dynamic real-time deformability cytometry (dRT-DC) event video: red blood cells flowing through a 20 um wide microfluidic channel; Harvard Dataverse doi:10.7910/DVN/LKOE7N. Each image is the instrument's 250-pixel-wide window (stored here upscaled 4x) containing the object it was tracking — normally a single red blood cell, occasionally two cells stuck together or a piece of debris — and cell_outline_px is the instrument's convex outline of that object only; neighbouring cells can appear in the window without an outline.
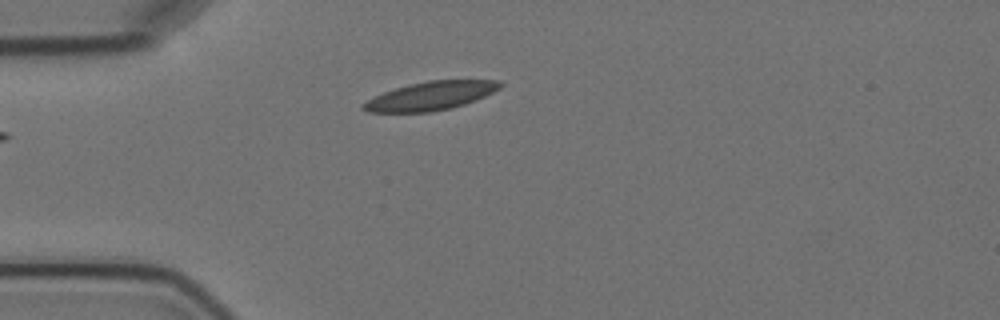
{"species": "Egyptian fruit bat (a non-hibernating species)", "species_latin": "Rousettus aegyptiacus", "temperature_condition": "cold", "stored_images_in_passage": 8, "camera_frame_rate_fps": 3000, "um_per_image_px": 0.085, "animal": {"sex": "female"}, "frame": {"image": 1, "passage_image": 1, "time_ms": 0.0, "image_size_px": [1000, 320], "cell_outline_px": [[504, 84], [500, 88], [476, 100], [452, 108], [432, 112], [368, 112], [360, 108], [368, 100], [384, 92], [408, 84], [428, 80], [500, 80]], "centroid_in_image_um": [36.64, 8.14], "position_along_channel_um": 48.4, "area_um2": 22.66}}
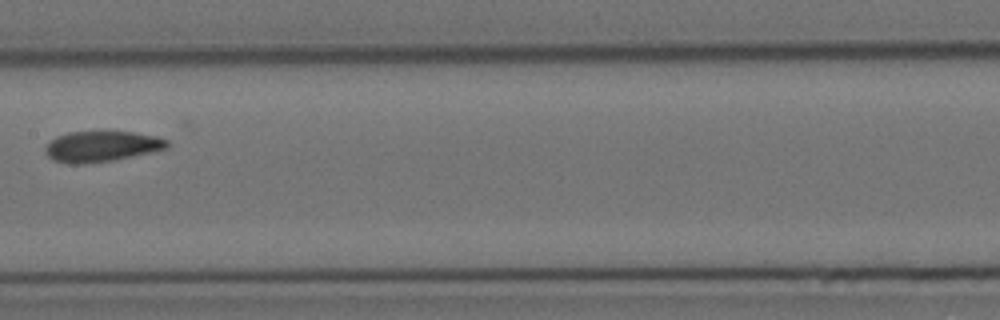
{"frame": {"image": 2, "passage_image": 5, "time_ms": 4.667, "image_size_px": [1000, 320], "cell_outline_px": [[168, 148], [132, 156], [112, 160], [80, 164], [72, 164], [52, 160], [44, 152], [44, 148], [56, 136], [68, 132], [132, 132], [156, 136], [168, 140]], "centroid_in_image_um": [8.61, 12.44], "position_along_channel_um": 198.8, "area_um2": 21.56}}
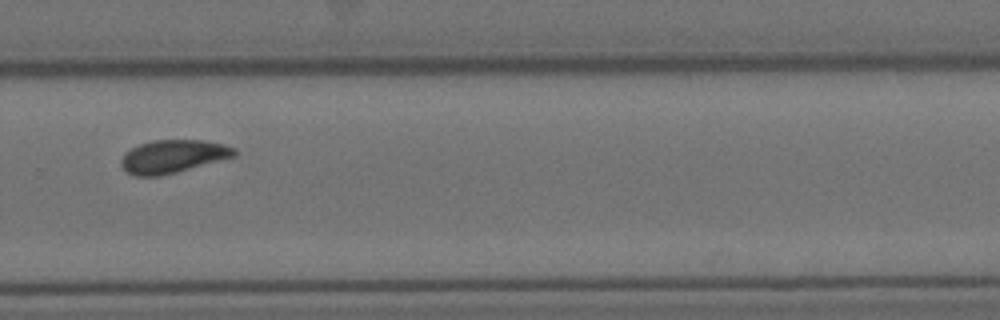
{"frame": {"image": 3, "passage_image": 8, "time_ms": 8.0, "image_size_px": [1000, 320], "cell_outline_px": [[236, 156], [176, 172], [160, 176], [132, 176], [120, 164], [120, 160], [124, 152], [140, 144], [152, 140], [204, 140], [224, 144], [236, 148]], "centroid_in_image_um": [14.69, 13.29], "position_along_channel_um": 315.1, "area_um2": 21.85}}